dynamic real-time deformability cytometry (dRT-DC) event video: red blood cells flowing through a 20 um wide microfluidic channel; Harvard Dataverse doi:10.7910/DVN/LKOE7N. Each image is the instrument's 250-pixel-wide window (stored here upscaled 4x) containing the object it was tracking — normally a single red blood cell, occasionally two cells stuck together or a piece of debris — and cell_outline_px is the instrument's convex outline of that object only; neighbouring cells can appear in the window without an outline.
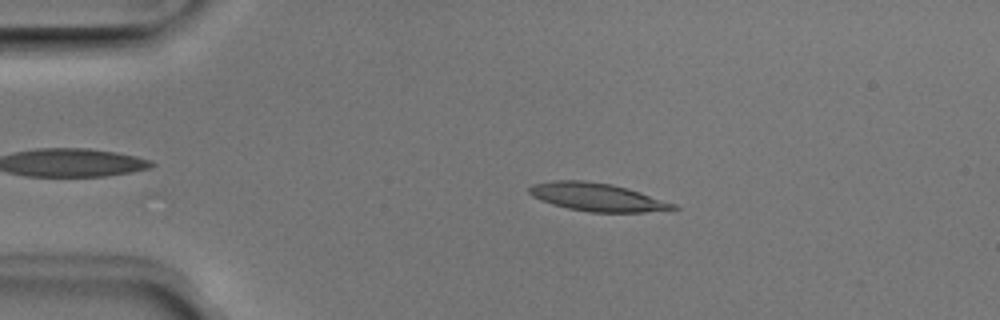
{"species": "Egyptian fruit bat (a non-hibernating species)", "species_latin": "Rousettus aegyptiacus", "temperature_condition": "room temperature", "stored_images_in_passage": 44, "camera_frame_rate_fps": 3000, "um_per_image_px": 0.085, "animal": {"sex": "male"}, "frame": {"image": 1, "passage_image": 9, "time_ms": 2.667, "image_size_px": [1000, 320], "cell_outline_px": [[680, 208], [644, 212], [588, 212], [568, 208], [552, 204], [540, 200], [532, 196], [528, 192], [528, 188], [532, 184], [552, 180], [584, 180], [612, 184], [628, 188], [676, 204]], "centroid_in_image_um": [50.72, 16.74], "position_along_channel_um": 34.3, "area_um2": 23.58}}
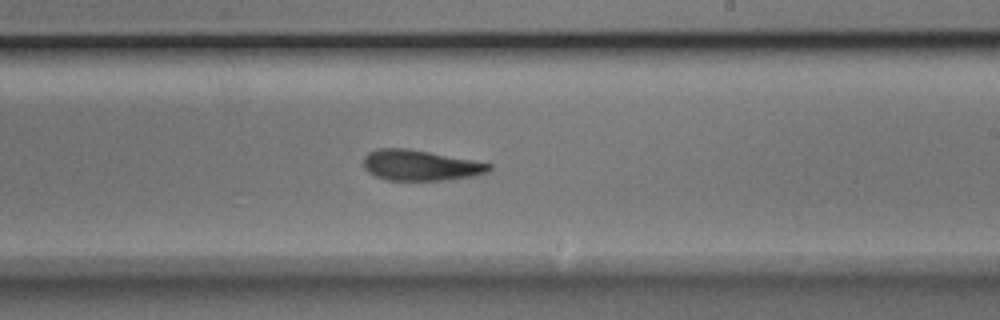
{"frame": {"image": 2, "passage_image": 29, "time_ms": 9.333, "image_size_px": [1000, 320], "cell_outline_px": [[492, 168], [488, 172], [472, 176], [448, 180], [388, 180], [376, 176], [368, 172], [364, 168], [364, 156], [368, 152], [376, 148], [408, 148], [472, 160], [492, 164]], "centroid_in_image_um": [35.71, 14.05], "position_along_channel_um": 253.3, "area_um2": 22.37}}
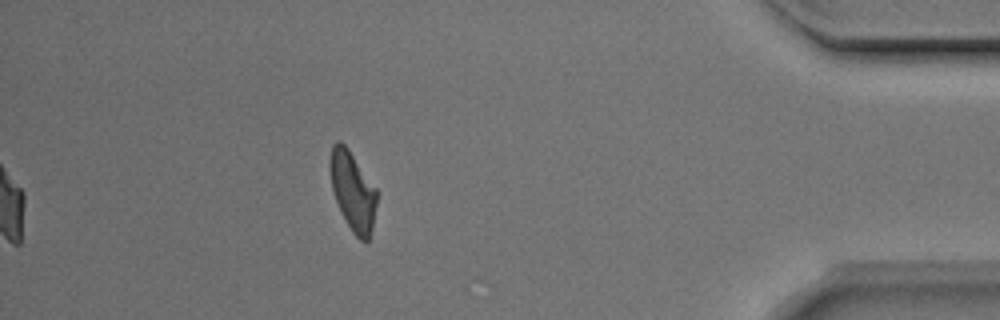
{"frame": {"image": 3, "passage_image": 44, "time_ms": 14.333, "image_size_px": [1000, 320], "cell_outline_px": [[380, 192], [372, 228], [368, 240], [360, 240], [352, 232], [336, 200], [332, 188], [328, 168], [328, 160], [332, 144], [336, 140], [340, 140], [348, 148]], "centroid_in_image_um": [29.99, 16.18], "position_along_channel_um": 405.2, "area_um2": 21.96}, "authors_computed_cell_mechanics": {"area_um2": 23.2067, "velocity_mm_per_s": 3.9551, "shape_relaxation_time_tau1_ms": 4.1504, "shape_relaxation_time_tau2_ms": 3.3434, "deformation_change_tau1": 0.1522, "deformation_change_tau2": 0.125}}